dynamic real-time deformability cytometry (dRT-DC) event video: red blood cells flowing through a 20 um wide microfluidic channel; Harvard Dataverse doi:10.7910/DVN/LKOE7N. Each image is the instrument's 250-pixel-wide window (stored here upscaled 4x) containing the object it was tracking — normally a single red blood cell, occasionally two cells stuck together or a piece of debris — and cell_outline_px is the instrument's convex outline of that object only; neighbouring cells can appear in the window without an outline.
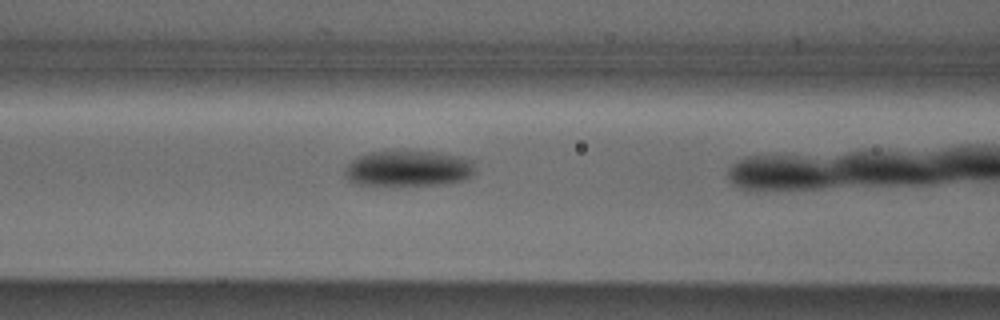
{"species": "Egyptian fruit bat (a non-hibernating species)", "species_latin": "Rousettus aegyptiacus", "temperature_condition": "cold", "stored_images_in_passage": 36, "camera_frame_rate_fps": 3000, "um_per_image_px": 0.085, "animal": {"sex": "male"}, "frame": {"image": 1, "passage_image": 16, "time_ms": 5.0, "image_size_px": [1000, 320], "cell_outline_px": [[472, 176], [464, 180], [440, 184], [356, 184], [348, 180], [344, 176], [344, 172], [348, 164], [356, 156], [368, 152], [436, 152], [460, 156], [472, 160]], "centroid_in_image_um": [34.67, 14.31], "position_along_channel_um": 131.9, "area_um2": 26.65}}
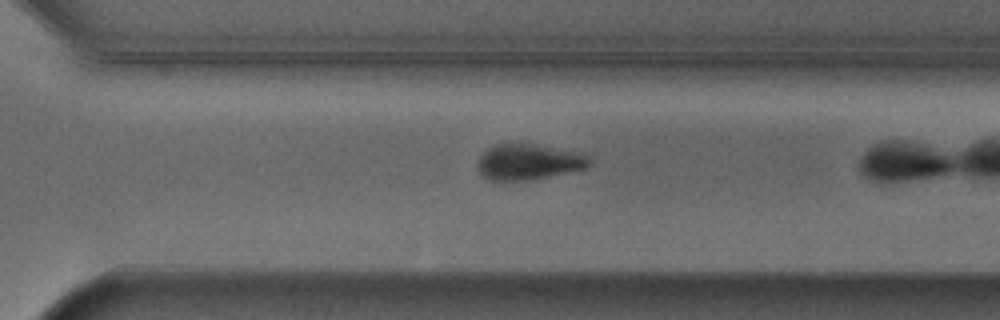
{"frame": {"image": 2, "passage_image": 31, "time_ms": 10.0, "image_size_px": [1000, 320], "cell_outline_px": [[592, 164], [584, 168], [548, 176], [524, 180], [492, 180], [484, 176], [476, 168], [476, 164], [480, 156], [488, 148], [496, 144], [536, 144], [580, 152], [588, 156], [592, 160]], "centroid_in_image_um": [44.93, 13.74], "position_along_channel_um": 325.7, "area_um2": 23.06}}
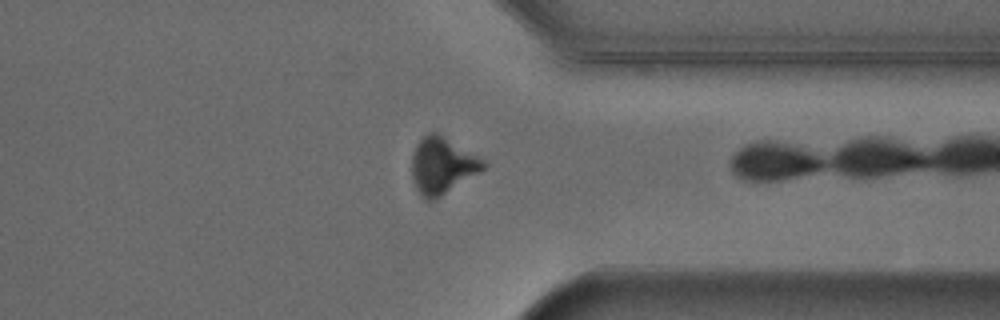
{"frame": {"image": 3, "passage_image": 35, "time_ms": 11.333, "image_size_px": [1000, 320], "cell_outline_px": [[488, 164], [480, 172], [440, 196], [432, 200], [424, 200], [416, 188], [412, 180], [412, 152], [416, 144], [428, 132], [436, 132], [484, 160]], "centroid_in_image_um": [37.56, 14.08], "position_along_channel_um": 373.8, "area_um2": 23.24}}